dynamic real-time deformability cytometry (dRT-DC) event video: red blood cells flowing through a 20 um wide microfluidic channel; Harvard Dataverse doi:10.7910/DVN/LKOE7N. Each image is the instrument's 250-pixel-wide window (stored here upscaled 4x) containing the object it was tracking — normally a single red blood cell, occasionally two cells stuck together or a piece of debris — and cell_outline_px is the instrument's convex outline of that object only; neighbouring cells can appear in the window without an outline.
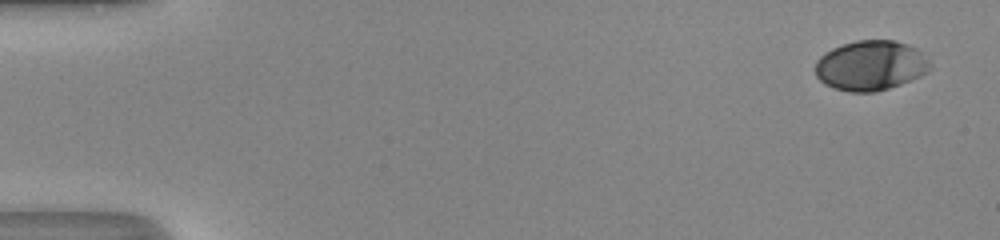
{"species": "human", "species_latin": "Homo sapiens", "temperature_condition": "room temperature", "stored_images_in_passage": 49, "camera_frame_rate_fps": 3000, "um_per_image_px": 0.085, "donor": {"sex": "male"}, "frame": {"image": 1, "passage_image": 1, "time_ms": 0.0, "image_size_px": [1000, 240], "cell_outline_px": [[932, 68], [920, 76], [900, 84], [888, 88], [872, 92], [848, 92], [824, 84], [816, 76], [816, 60], [824, 52], [832, 48], [856, 40], [896, 40], [908, 44], [916, 48], [928, 60]], "centroid_in_image_um": [73.99, 5.56], "position_along_channel_um": 11.0, "area_um2": 33.35}}
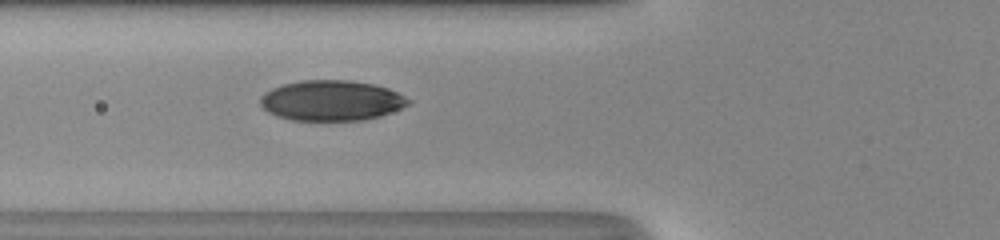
{"frame": {"image": 2, "passage_image": 19, "time_ms": 6.0, "image_size_px": [1000, 240], "cell_outline_px": [[412, 100], [408, 104], [400, 108], [380, 116], [364, 120], [292, 120], [276, 116], [268, 112], [260, 104], [260, 96], [264, 92], [272, 88], [284, 84], [300, 80], [348, 80], [372, 84], [388, 88]], "centroid_in_image_um": [28.14, 8.54], "position_along_channel_um": 97.7, "area_um2": 34.74}}
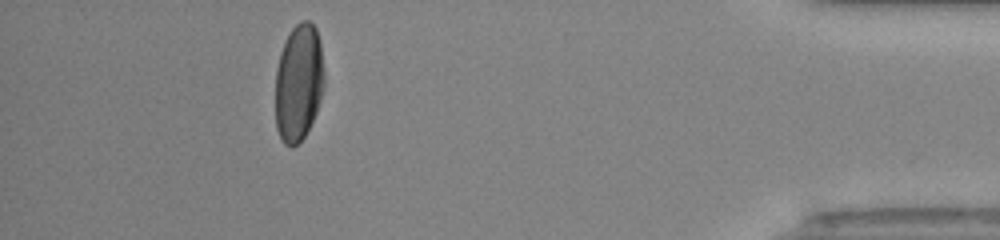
{"frame": {"image": 3, "passage_image": 45, "time_ms": 14.667, "image_size_px": [1000, 240], "cell_outline_px": [[324, 80], [320, 100], [316, 112], [304, 136], [292, 148], [284, 144], [280, 140], [276, 128], [276, 68], [280, 52], [292, 28], [300, 20], [308, 20], [316, 28], [320, 44], [324, 72]], "centroid_in_image_um": [25.37, 7.03], "position_along_channel_um": 409.8, "area_um2": 33.29}, "authors_computed_cell_mechanics": {"area_um2": 34.7378, "velocity_mm_per_s": 4.2145, "shape_relaxation_time_tau1_ms": 3.9692, "shape_relaxation_time_tau2_ms": null, "deformation_change_tau1": 0.1746, "deformation_change_tau2": null}}